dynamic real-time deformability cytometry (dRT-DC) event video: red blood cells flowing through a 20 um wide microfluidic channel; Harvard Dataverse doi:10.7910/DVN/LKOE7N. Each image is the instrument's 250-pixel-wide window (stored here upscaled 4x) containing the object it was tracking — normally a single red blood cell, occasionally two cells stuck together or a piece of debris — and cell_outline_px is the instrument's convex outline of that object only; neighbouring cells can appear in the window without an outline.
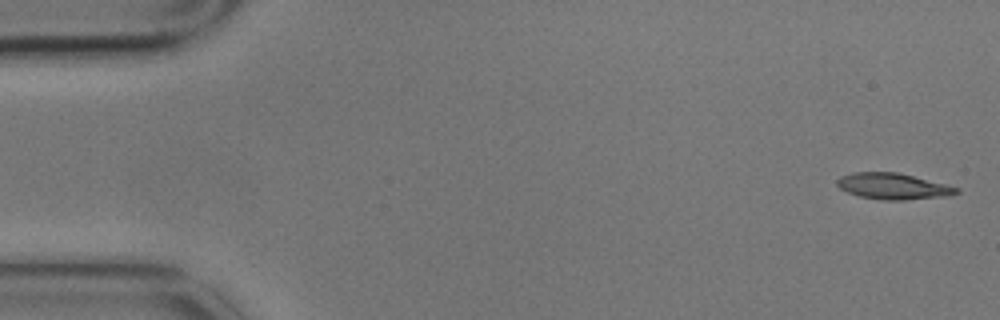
{"species": "common noctule bat (a hibernating species)", "species_latin": "Nyctalus noctula", "temperature_condition": "cold", "stored_images_in_passage": 5, "camera_frame_rate_fps": 3000, "um_per_image_px": 0.085, "animal": {"sex": "male", "body_mass_g": 17.9}, "frame": {"image": 1, "passage_image": 1, "time_ms": 0.0, "image_size_px": [1000, 320], "cell_outline_px": [[960, 192], [948, 196], [904, 200], [884, 200], [860, 196], [848, 192], [840, 188], [836, 184], [836, 180], [840, 176], [856, 172], [896, 172], [960, 188]], "centroid_in_image_um": [75.9, 15.83], "position_along_channel_um": 9.1, "area_um2": 17.98}}
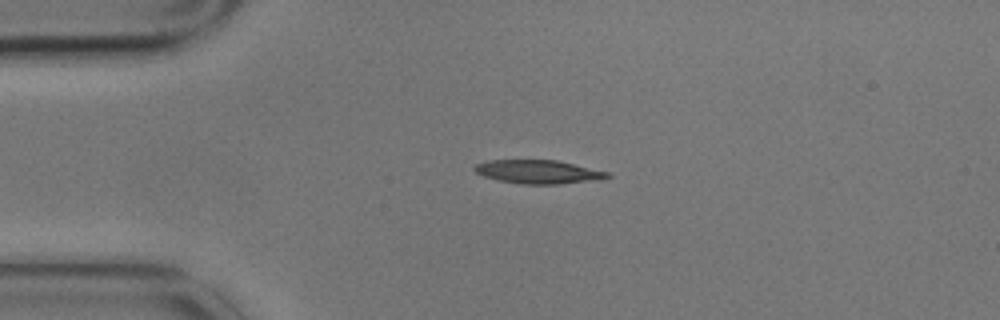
{"frame": {"image": 2, "passage_image": 4, "time_ms": 1.0, "image_size_px": [1000, 320], "cell_outline_px": [[612, 176], [600, 180], [560, 184], [520, 184], [500, 180], [484, 176], [476, 172], [472, 168], [476, 164], [488, 160], [556, 160], [608, 172]], "centroid_in_image_um": [45.77, 14.61], "position_along_channel_um": 39.2, "area_um2": 18.21}}